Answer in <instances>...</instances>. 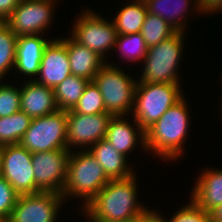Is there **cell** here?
<instances>
[{
  "label": "cell",
  "instance_id": "6da1fadb",
  "mask_svg": "<svg viewBox=\"0 0 222 222\" xmlns=\"http://www.w3.org/2000/svg\"><path fill=\"white\" fill-rule=\"evenodd\" d=\"M135 175L110 180L84 207L92 222H116L139 216L146 207L137 203Z\"/></svg>",
  "mask_w": 222,
  "mask_h": 222
},
{
  "label": "cell",
  "instance_id": "7a4b0ae2",
  "mask_svg": "<svg viewBox=\"0 0 222 222\" xmlns=\"http://www.w3.org/2000/svg\"><path fill=\"white\" fill-rule=\"evenodd\" d=\"M186 101L182 98L171 106L145 132V149L153 150L155 154L167 159H177L182 152V144L188 133L189 114ZM184 139V140H183ZM149 148V149H148Z\"/></svg>",
  "mask_w": 222,
  "mask_h": 222
},
{
  "label": "cell",
  "instance_id": "3957f363",
  "mask_svg": "<svg viewBox=\"0 0 222 222\" xmlns=\"http://www.w3.org/2000/svg\"><path fill=\"white\" fill-rule=\"evenodd\" d=\"M110 181L95 157L87 150L71 153L67 179L61 195L85 199L86 207L97 193Z\"/></svg>",
  "mask_w": 222,
  "mask_h": 222
},
{
  "label": "cell",
  "instance_id": "277c9868",
  "mask_svg": "<svg viewBox=\"0 0 222 222\" xmlns=\"http://www.w3.org/2000/svg\"><path fill=\"white\" fill-rule=\"evenodd\" d=\"M179 87L171 83H137L133 117L144 132L184 97Z\"/></svg>",
  "mask_w": 222,
  "mask_h": 222
},
{
  "label": "cell",
  "instance_id": "5b68a950",
  "mask_svg": "<svg viewBox=\"0 0 222 222\" xmlns=\"http://www.w3.org/2000/svg\"><path fill=\"white\" fill-rule=\"evenodd\" d=\"M184 32H175L159 44L149 47L144 58V71L138 83L180 84L178 63L182 57Z\"/></svg>",
  "mask_w": 222,
  "mask_h": 222
},
{
  "label": "cell",
  "instance_id": "8992f818",
  "mask_svg": "<svg viewBox=\"0 0 222 222\" xmlns=\"http://www.w3.org/2000/svg\"><path fill=\"white\" fill-rule=\"evenodd\" d=\"M125 74L119 67L106 62L92 80L104 99L106 112L113 116H126L133 109L138 81Z\"/></svg>",
  "mask_w": 222,
  "mask_h": 222
},
{
  "label": "cell",
  "instance_id": "52a82bcc",
  "mask_svg": "<svg viewBox=\"0 0 222 222\" xmlns=\"http://www.w3.org/2000/svg\"><path fill=\"white\" fill-rule=\"evenodd\" d=\"M19 144L31 153L67 148V111L33 118Z\"/></svg>",
  "mask_w": 222,
  "mask_h": 222
},
{
  "label": "cell",
  "instance_id": "ba28073f",
  "mask_svg": "<svg viewBox=\"0 0 222 222\" xmlns=\"http://www.w3.org/2000/svg\"><path fill=\"white\" fill-rule=\"evenodd\" d=\"M0 175L19 195L41 192L35 185L32 153L20 144L1 147Z\"/></svg>",
  "mask_w": 222,
  "mask_h": 222
},
{
  "label": "cell",
  "instance_id": "9c48e42d",
  "mask_svg": "<svg viewBox=\"0 0 222 222\" xmlns=\"http://www.w3.org/2000/svg\"><path fill=\"white\" fill-rule=\"evenodd\" d=\"M71 152L70 148L32 153L35 185L41 192L62 193Z\"/></svg>",
  "mask_w": 222,
  "mask_h": 222
},
{
  "label": "cell",
  "instance_id": "30bf717a",
  "mask_svg": "<svg viewBox=\"0 0 222 222\" xmlns=\"http://www.w3.org/2000/svg\"><path fill=\"white\" fill-rule=\"evenodd\" d=\"M73 27L71 36L78 43L95 51L103 59L104 54L110 48L114 49L118 33L113 22L105 21L95 12L82 13Z\"/></svg>",
  "mask_w": 222,
  "mask_h": 222
},
{
  "label": "cell",
  "instance_id": "8fae6325",
  "mask_svg": "<svg viewBox=\"0 0 222 222\" xmlns=\"http://www.w3.org/2000/svg\"><path fill=\"white\" fill-rule=\"evenodd\" d=\"M54 1L20 0L18 6L5 23L17 37L39 35L51 24Z\"/></svg>",
  "mask_w": 222,
  "mask_h": 222
},
{
  "label": "cell",
  "instance_id": "7c38bea8",
  "mask_svg": "<svg viewBox=\"0 0 222 222\" xmlns=\"http://www.w3.org/2000/svg\"><path fill=\"white\" fill-rule=\"evenodd\" d=\"M61 194L39 192L18 196L9 222H55L62 201Z\"/></svg>",
  "mask_w": 222,
  "mask_h": 222
},
{
  "label": "cell",
  "instance_id": "4fadbf2b",
  "mask_svg": "<svg viewBox=\"0 0 222 222\" xmlns=\"http://www.w3.org/2000/svg\"><path fill=\"white\" fill-rule=\"evenodd\" d=\"M112 116L110 113L86 115L67 111V148L72 145L91 147V144L105 139Z\"/></svg>",
  "mask_w": 222,
  "mask_h": 222
},
{
  "label": "cell",
  "instance_id": "5bb4252c",
  "mask_svg": "<svg viewBox=\"0 0 222 222\" xmlns=\"http://www.w3.org/2000/svg\"><path fill=\"white\" fill-rule=\"evenodd\" d=\"M38 75L36 82L53 89L71 75L67 48L61 39L50 40L44 47Z\"/></svg>",
  "mask_w": 222,
  "mask_h": 222
},
{
  "label": "cell",
  "instance_id": "9a60e30c",
  "mask_svg": "<svg viewBox=\"0 0 222 222\" xmlns=\"http://www.w3.org/2000/svg\"><path fill=\"white\" fill-rule=\"evenodd\" d=\"M20 89V109L32 119L46 116L59 110L56 105L53 88L32 79Z\"/></svg>",
  "mask_w": 222,
  "mask_h": 222
},
{
  "label": "cell",
  "instance_id": "2e32d148",
  "mask_svg": "<svg viewBox=\"0 0 222 222\" xmlns=\"http://www.w3.org/2000/svg\"><path fill=\"white\" fill-rule=\"evenodd\" d=\"M61 40L67 48L71 74L92 81L105 64L103 58L95 51L78 43L72 36Z\"/></svg>",
  "mask_w": 222,
  "mask_h": 222
},
{
  "label": "cell",
  "instance_id": "e0dca14e",
  "mask_svg": "<svg viewBox=\"0 0 222 222\" xmlns=\"http://www.w3.org/2000/svg\"><path fill=\"white\" fill-rule=\"evenodd\" d=\"M40 35H22L17 38L15 68L22 74L38 76L44 47L49 41Z\"/></svg>",
  "mask_w": 222,
  "mask_h": 222
},
{
  "label": "cell",
  "instance_id": "ac0fdd59",
  "mask_svg": "<svg viewBox=\"0 0 222 222\" xmlns=\"http://www.w3.org/2000/svg\"><path fill=\"white\" fill-rule=\"evenodd\" d=\"M123 119V115L112 116L108 124L105 140H107L115 149H117L119 153L127 156V153H129V151H132V149L136 147L135 145L137 144V137L139 135L141 138V146H146V134L136 121L134 123H136L137 129L135 130L132 125H130L125 119Z\"/></svg>",
  "mask_w": 222,
  "mask_h": 222
},
{
  "label": "cell",
  "instance_id": "d6986e66",
  "mask_svg": "<svg viewBox=\"0 0 222 222\" xmlns=\"http://www.w3.org/2000/svg\"><path fill=\"white\" fill-rule=\"evenodd\" d=\"M92 146L88 150L110 180L126 179L134 175L133 169L127 168L126 156L119 153L107 140L102 139Z\"/></svg>",
  "mask_w": 222,
  "mask_h": 222
},
{
  "label": "cell",
  "instance_id": "ffe728a7",
  "mask_svg": "<svg viewBox=\"0 0 222 222\" xmlns=\"http://www.w3.org/2000/svg\"><path fill=\"white\" fill-rule=\"evenodd\" d=\"M192 192V200L210 212L222 204V170H205Z\"/></svg>",
  "mask_w": 222,
  "mask_h": 222
},
{
  "label": "cell",
  "instance_id": "44dd1931",
  "mask_svg": "<svg viewBox=\"0 0 222 222\" xmlns=\"http://www.w3.org/2000/svg\"><path fill=\"white\" fill-rule=\"evenodd\" d=\"M147 13L144 0H133L123 7L112 21L118 35L140 33Z\"/></svg>",
  "mask_w": 222,
  "mask_h": 222
},
{
  "label": "cell",
  "instance_id": "7402d4cb",
  "mask_svg": "<svg viewBox=\"0 0 222 222\" xmlns=\"http://www.w3.org/2000/svg\"><path fill=\"white\" fill-rule=\"evenodd\" d=\"M171 1L172 0H144L148 13L164 19L176 32H183L186 19L183 14H185L186 10H189V8L186 9L189 4L187 2L188 0H174V4ZM170 2L173 5H171ZM168 5L170 6L168 7Z\"/></svg>",
  "mask_w": 222,
  "mask_h": 222
},
{
  "label": "cell",
  "instance_id": "603a6c76",
  "mask_svg": "<svg viewBox=\"0 0 222 222\" xmlns=\"http://www.w3.org/2000/svg\"><path fill=\"white\" fill-rule=\"evenodd\" d=\"M88 82L89 80L83 77L71 74L58 84L54 88V95L58 109L63 111L72 110L83 95L85 86Z\"/></svg>",
  "mask_w": 222,
  "mask_h": 222
},
{
  "label": "cell",
  "instance_id": "cb8c5ba5",
  "mask_svg": "<svg viewBox=\"0 0 222 222\" xmlns=\"http://www.w3.org/2000/svg\"><path fill=\"white\" fill-rule=\"evenodd\" d=\"M32 118L24 111H18L7 117H0V147L19 144Z\"/></svg>",
  "mask_w": 222,
  "mask_h": 222
},
{
  "label": "cell",
  "instance_id": "d4e9b609",
  "mask_svg": "<svg viewBox=\"0 0 222 222\" xmlns=\"http://www.w3.org/2000/svg\"><path fill=\"white\" fill-rule=\"evenodd\" d=\"M176 31L161 17L147 13L141 34L147 47H152L172 36Z\"/></svg>",
  "mask_w": 222,
  "mask_h": 222
},
{
  "label": "cell",
  "instance_id": "484cf974",
  "mask_svg": "<svg viewBox=\"0 0 222 222\" xmlns=\"http://www.w3.org/2000/svg\"><path fill=\"white\" fill-rule=\"evenodd\" d=\"M17 38L5 22H0V80L15 66Z\"/></svg>",
  "mask_w": 222,
  "mask_h": 222
},
{
  "label": "cell",
  "instance_id": "4316f807",
  "mask_svg": "<svg viewBox=\"0 0 222 222\" xmlns=\"http://www.w3.org/2000/svg\"><path fill=\"white\" fill-rule=\"evenodd\" d=\"M72 111L86 115L107 113L105 110L104 99L93 81H89L85 86L83 95Z\"/></svg>",
  "mask_w": 222,
  "mask_h": 222
},
{
  "label": "cell",
  "instance_id": "83f0119b",
  "mask_svg": "<svg viewBox=\"0 0 222 222\" xmlns=\"http://www.w3.org/2000/svg\"><path fill=\"white\" fill-rule=\"evenodd\" d=\"M116 46L123 53L122 56L131 61L144 60L148 52V47L141 33L118 35L115 43Z\"/></svg>",
  "mask_w": 222,
  "mask_h": 222
},
{
  "label": "cell",
  "instance_id": "f1b7e54d",
  "mask_svg": "<svg viewBox=\"0 0 222 222\" xmlns=\"http://www.w3.org/2000/svg\"><path fill=\"white\" fill-rule=\"evenodd\" d=\"M20 103L21 95L17 87L6 83L0 85V117H7L20 111Z\"/></svg>",
  "mask_w": 222,
  "mask_h": 222
},
{
  "label": "cell",
  "instance_id": "f546056e",
  "mask_svg": "<svg viewBox=\"0 0 222 222\" xmlns=\"http://www.w3.org/2000/svg\"><path fill=\"white\" fill-rule=\"evenodd\" d=\"M19 194L0 175V219L9 220Z\"/></svg>",
  "mask_w": 222,
  "mask_h": 222
},
{
  "label": "cell",
  "instance_id": "4dcf8cb0",
  "mask_svg": "<svg viewBox=\"0 0 222 222\" xmlns=\"http://www.w3.org/2000/svg\"><path fill=\"white\" fill-rule=\"evenodd\" d=\"M191 204L184 206L168 222H209L210 212L202 209L192 199Z\"/></svg>",
  "mask_w": 222,
  "mask_h": 222
},
{
  "label": "cell",
  "instance_id": "1f68e13d",
  "mask_svg": "<svg viewBox=\"0 0 222 222\" xmlns=\"http://www.w3.org/2000/svg\"><path fill=\"white\" fill-rule=\"evenodd\" d=\"M193 4H197L194 7L198 9V13H208L209 11V13H214L215 11L222 10V0H196Z\"/></svg>",
  "mask_w": 222,
  "mask_h": 222
},
{
  "label": "cell",
  "instance_id": "d6a6232c",
  "mask_svg": "<svg viewBox=\"0 0 222 222\" xmlns=\"http://www.w3.org/2000/svg\"><path fill=\"white\" fill-rule=\"evenodd\" d=\"M20 0H0V22H5L18 6Z\"/></svg>",
  "mask_w": 222,
  "mask_h": 222
},
{
  "label": "cell",
  "instance_id": "836d02e7",
  "mask_svg": "<svg viewBox=\"0 0 222 222\" xmlns=\"http://www.w3.org/2000/svg\"><path fill=\"white\" fill-rule=\"evenodd\" d=\"M138 222H166V218L163 219L162 216H158L157 212H153L152 210L149 211V209H146L138 216Z\"/></svg>",
  "mask_w": 222,
  "mask_h": 222
},
{
  "label": "cell",
  "instance_id": "e575fe53",
  "mask_svg": "<svg viewBox=\"0 0 222 222\" xmlns=\"http://www.w3.org/2000/svg\"><path fill=\"white\" fill-rule=\"evenodd\" d=\"M210 220L212 222H222V204L210 211Z\"/></svg>",
  "mask_w": 222,
  "mask_h": 222
},
{
  "label": "cell",
  "instance_id": "d590c367",
  "mask_svg": "<svg viewBox=\"0 0 222 222\" xmlns=\"http://www.w3.org/2000/svg\"><path fill=\"white\" fill-rule=\"evenodd\" d=\"M116 222H138V216L133 217V218H129V219H125V220H121V221H116Z\"/></svg>",
  "mask_w": 222,
  "mask_h": 222
},
{
  "label": "cell",
  "instance_id": "8d00e7d4",
  "mask_svg": "<svg viewBox=\"0 0 222 222\" xmlns=\"http://www.w3.org/2000/svg\"><path fill=\"white\" fill-rule=\"evenodd\" d=\"M0 222H9L8 220L0 219Z\"/></svg>",
  "mask_w": 222,
  "mask_h": 222
}]
</instances>
